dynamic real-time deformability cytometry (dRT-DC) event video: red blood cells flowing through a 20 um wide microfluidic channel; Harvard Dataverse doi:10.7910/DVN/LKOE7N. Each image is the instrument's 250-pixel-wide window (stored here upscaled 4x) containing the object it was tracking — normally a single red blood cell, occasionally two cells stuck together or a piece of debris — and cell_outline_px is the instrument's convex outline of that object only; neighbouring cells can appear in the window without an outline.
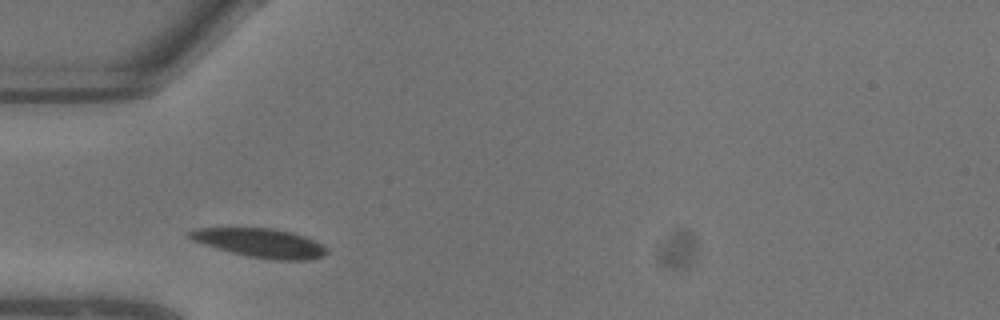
{"species": "common noctule bat (a hibernating species)", "species_latin": "Nyctalus noctula", "temperature_condition": "warm", "stored_images_in_passage": 3, "camera_frame_rate_fps": 3000, "um_per_image_px": 0.085, "animal": {"sex": "male", "body_mass_g": 13.3}, "frame": {"image": 1, "passage_image": 2, "time_ms": 0.333, "image_size_px": [1000, 320], "cell_outline_px": [[328, 252], [324, 256], [308, 260], [272, 260], [248, 256], [232, 252], [204, 244], [192, 240], [184, 232], [200, 228], [276, 228], [304, 236], [324, 244]], "centroid_in_image_um": [22.16, 20.65], "position_along_channel_um": 62.8, "area_um2": 23.12}}